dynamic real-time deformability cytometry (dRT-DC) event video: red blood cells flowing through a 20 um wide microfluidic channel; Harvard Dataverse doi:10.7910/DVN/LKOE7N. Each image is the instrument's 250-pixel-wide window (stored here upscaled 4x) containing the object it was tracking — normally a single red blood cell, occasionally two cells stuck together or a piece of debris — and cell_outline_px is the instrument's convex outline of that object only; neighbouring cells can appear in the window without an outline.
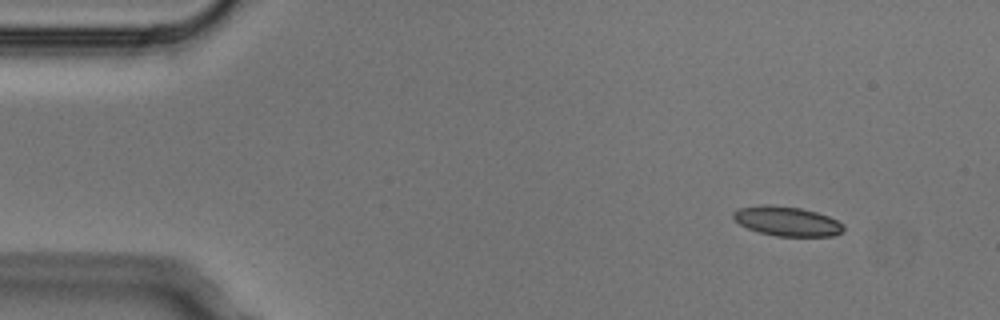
{"species": "Egyptian fruit bat (a non-hibernating species)", "species_latin": "Rousettus aegyptiacus", "temperature_condition": "cold", "stored_images_in_passage": 9, "camera_frame_rate_fps": 3000, "um_per_image_px": 0.085, "animal": {"sex": "male"}, "frame": {"image": 1, "passage_image": 1, "time_ms": 0.0, "image_size_px": [1000, 320], "cell_outline_px": [[844, 232], [832, 236], [776, 236], [760, 232], [748, 228], [740, 224], [732, 216], [732, 212], [740, 208], [764, 204], [800, 208], [816, 212], [828, 216], [844, 224]], "centroid_in_image_um": [66.92, 18.81], "position_along_channel_um": 18.1, "area_um2": 18.84}}
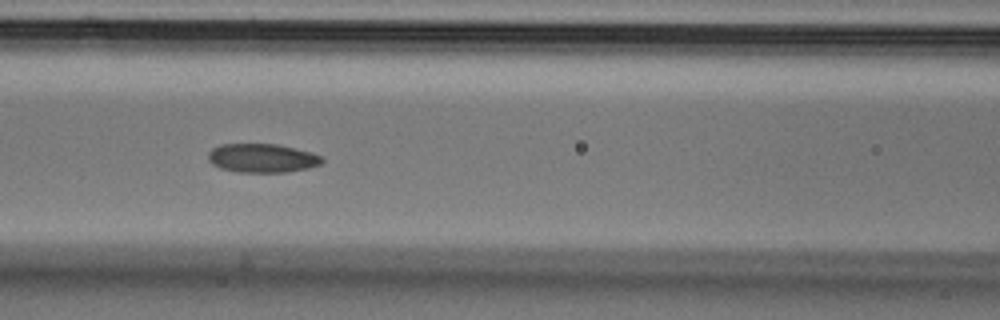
{"frame": {"image": 2, "passage_image": 6, "time_ms": 1.667, "image_size_px": [1000, 320], "cell_outline_px": [[324, 160], [320, 164], [308, 168], [284, 172], [236, 172], [220, 168], [212, 164], [208, 160], [208, 152], [212, 148], [220, 144], [276, 144], [324, 156]], "centroid_in_image_um": [22.24, 13.44], "position_along_channel_um": 144.4, "area_um2": 19.07}}
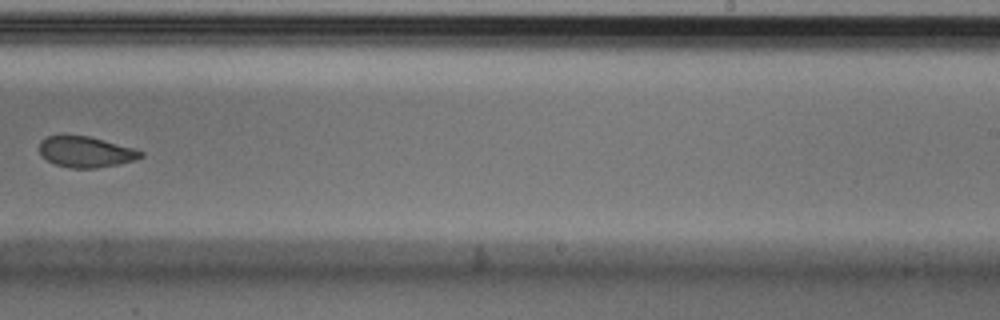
{"frame": {"image": 3, "passage_image": 9, "time_ms": 2.667, "image_size_px": [1000, 320], "cell_outline_px": [[144, 156], [136, 160], [96, 168], [72, 168], [56, 164], [40, 156], [40, 140], [48, 136], [60, 132], [64, 132], [88, 136], [104, 140], [132, 148], [144, 152]], "centroid_in_image_um": [7.23, 12.86], "position_along_channel_um": 281.8, "area_um2": 18.61}}